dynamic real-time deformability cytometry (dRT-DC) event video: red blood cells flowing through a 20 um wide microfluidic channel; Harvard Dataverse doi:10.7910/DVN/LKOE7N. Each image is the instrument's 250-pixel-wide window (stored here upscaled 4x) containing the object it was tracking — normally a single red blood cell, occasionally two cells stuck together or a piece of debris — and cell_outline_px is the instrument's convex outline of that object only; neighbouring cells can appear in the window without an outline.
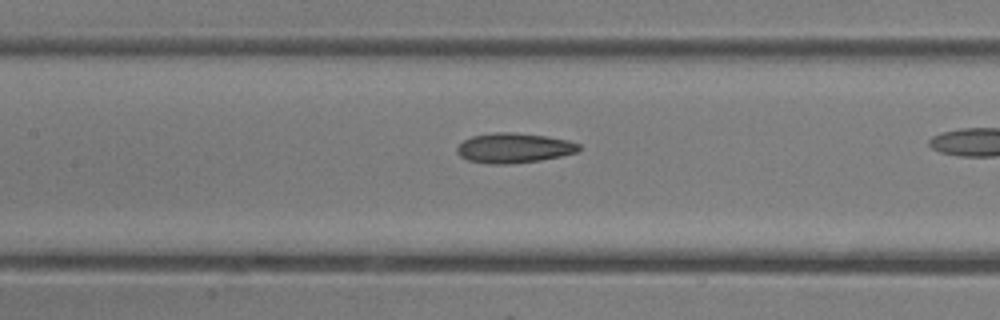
{"species": "common noctule bat (a hibernating species)", "species_latin": "Nyctalus noctula", "temperature_condition": "room temperature", "stored_images_in_passage": 18, "camera_frame_rate_fps": 3000, "um_per_image_px": 0.085, "animal": {"sex": "female"}, "frame": {"image": 1, "passage_image": 6, "time_ms": 1.667, "image_size_px": [1000, 320], "cell_outline_px": [[580, 148], [576, 152], [560, 156], [540, 160], [508, 164], [488, 164], [468, 160], [460, 156], [456, 152], [456, 148], [464, 140], [472, 136], [492, 132], [512, 132], [544, 136], [568, 140], [580, 144]], "centroid_in_image_um": [43.65, 12.58], "position_along_channel_um": 163.8, "area_um2": 21.15}}
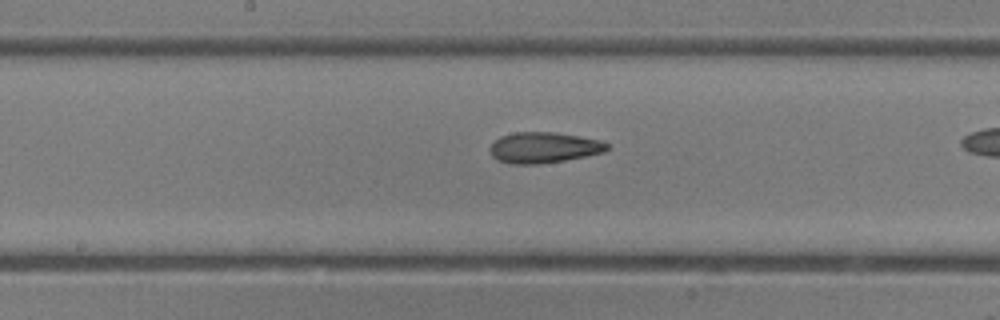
{"frame": {"image": 2, "passage_image": 8, "time_ms": 2.333, "image_size_px": [1000, 320], "cell_outline_px": [[608, 148], [604, 152], [564, 160], [540, 164], [508, 164], [496, 160], [492, 156], [488, 148], [500, 136], [516, 132], [552, 132], [600, 140], [608, 144]], "centroid_in_image_um": [46.16, 12.55], "position_along_channel_um": 202.0, "area_um2": 20.92}}